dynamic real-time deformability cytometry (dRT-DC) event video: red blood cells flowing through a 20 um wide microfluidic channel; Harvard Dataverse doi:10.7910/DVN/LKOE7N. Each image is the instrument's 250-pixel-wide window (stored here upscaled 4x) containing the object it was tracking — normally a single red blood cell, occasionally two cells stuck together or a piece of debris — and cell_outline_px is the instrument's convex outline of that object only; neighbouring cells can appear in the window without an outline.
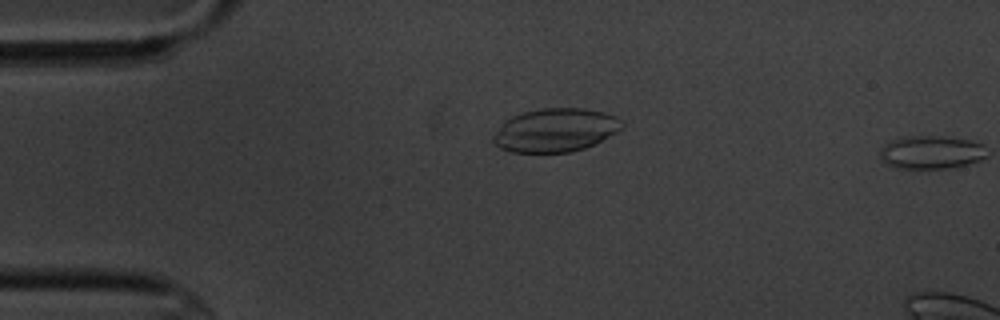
{"species": "common noctule bat (a hibernating species)", "species_latin": "Nyctalus noctula", "temperature_condition": "cold", "stored_images_in_passage": 5, "segment_of_instrument_passage": [1, 2], "camera_frame_rate_fps": 3000, "um_per_image_px": 0.085, "animal": {"sex": "male", "body_mass_g": 20.1, "forearm_length_mm": 53.5}, "frame": {"image": 1, "passage_image": 4, "time_ms": 3.333, "image_size_px": [1000, 320], "cell_outline_px": [[624, 124], [616, 132], [584, 148], [572, 152], [512, 152], [500, 148], [492, 140], [492, 136], [504, 120], [512, 116], [524, 112], [540, 108], [584, 108], [604, 112], [616, 116], [624, 120]], "centroid_in_image_um": [47.19, 11.05], "position_along_channel_um": 37.8, "area_um2": 32.54}}